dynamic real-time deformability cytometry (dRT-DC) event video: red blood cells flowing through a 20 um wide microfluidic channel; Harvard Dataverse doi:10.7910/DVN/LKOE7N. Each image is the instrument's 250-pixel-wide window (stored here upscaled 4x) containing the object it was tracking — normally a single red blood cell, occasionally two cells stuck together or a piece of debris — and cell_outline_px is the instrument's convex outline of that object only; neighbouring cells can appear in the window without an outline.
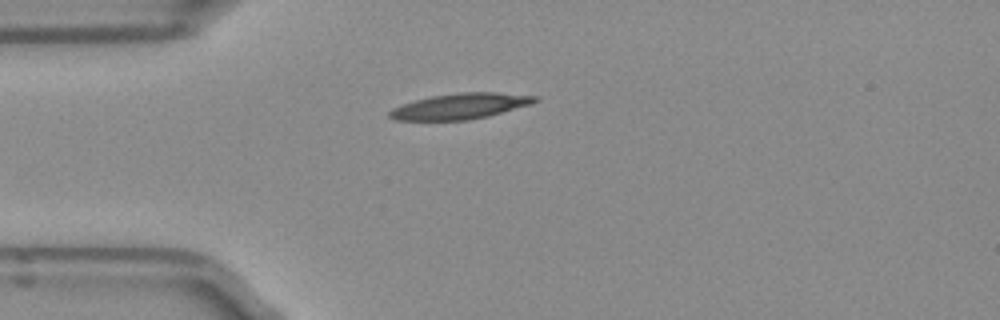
{"species": "Egyptian fruit bat (a non-hibernating species)", "species_latin": "Rousettus aegyptiacus", "temperature_condition": "room temperature", "stored_images_in_passage": 3, "camera_frame_rate_fps": 3000, "um_per_image_px": 0.085, "frame": {"image": 1, "passage_image": 1, "time_ms": 0.0, "image_size_px": [1000, 320], "cell_outline_px": [[540, 100], [532, 104], [488, 116], [468, 120], [396, 120], [388, 116], [388, 112], [392, 108], [416, 100], [432, 96], [460, 92], [500, 92], [540, 96]], "centroid_in_image_um": [39.19, 9.02], "position_along_channel_um": 45.8, "area_um2": 21.85}}
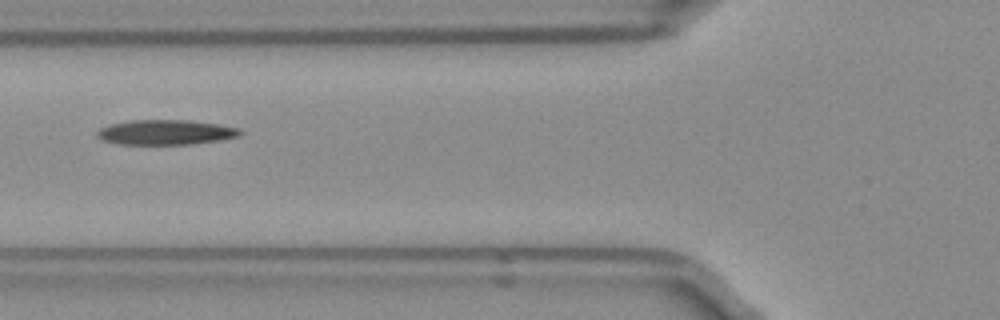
{"frame": {"image": 2, "passage_image": 3, "time_ms": 0.667, "image_size_px": [1000, 320], "cell_outline_px": [[244, 132], [240, 136], [220, 140], [188, 144], [116, 144], [100, 140], [96, 136], [96, 132], [100, 128], [112, 124], [128, 120], [188, 120], [216, 124], [240, 128]], "centroid_in_image_um": [14.06, 11.24], "position_along_channel_um": 111.7, "area_um2": 20.87}}